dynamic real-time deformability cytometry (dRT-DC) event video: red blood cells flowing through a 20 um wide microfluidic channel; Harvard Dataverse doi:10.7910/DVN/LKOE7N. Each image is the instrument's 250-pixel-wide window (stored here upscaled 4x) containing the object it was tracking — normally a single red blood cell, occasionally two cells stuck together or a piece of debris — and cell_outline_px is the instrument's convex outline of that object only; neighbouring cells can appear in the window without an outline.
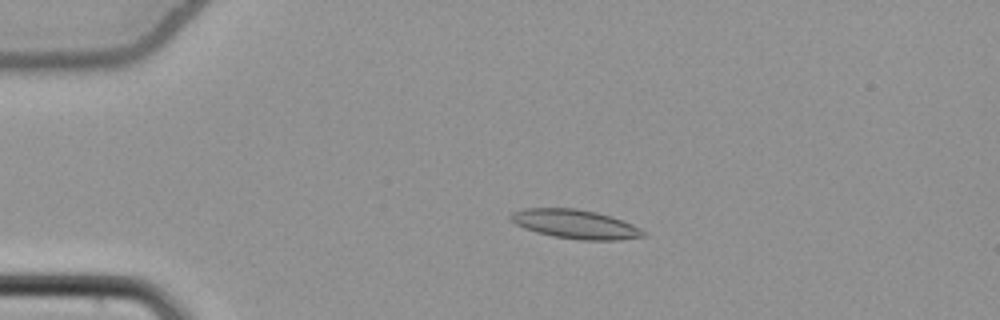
{"species": "common noctule bat (a hibernating species)", "species_latin": "Nyctalus noctula", "temperature_condition": "cold", "stored_images_in_passage": 56, "camera_frame_rate_fps": 3000, "um_per_image_px": 0.085, "animal": {"sex": "female", "body_mass_g": 22.7, "forearm_length_mm": 54.2}, "frame": {"image": 1, "passage_image": 14, "time_ms": 4.333, "image_size_px": [1000, 320], "cell_outline_px": [[648, 236], [620, 240], [580, 240], [552, 236], [536, 232], [524, 228], [516, 224], [508, 216], [512, 212], [524, 208], [576, 208], [596, 212], [612, 216], [632, 224], [648, 232]], "centroid_in_image_um": [48.94, 19.06], "position_along_channel_um": 36.1, "area_um2": 22.66}}
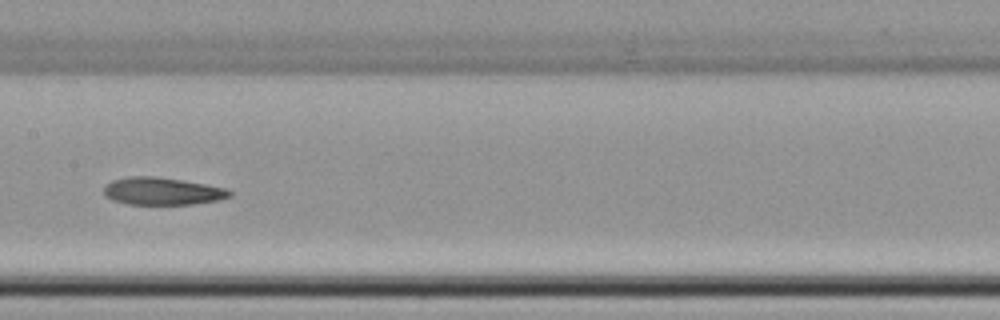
{"frame": {"image": 2, "passage_image": 30, "time_ms": 9.667, "image_size_px": [1000, 320], "cell_outline_px": [[232, 196], [220, 200], [192, 204], [128, 204], [112, 200], [104, 196], [104, 188], [112, 180], [128, 176], [152, 176], [180, 180], [228, 188], [232, 192]], "centroid_in_image_um": [13.8, 16.25], "position_along_channel_um": 193.6, "area_um2": 20.11}}
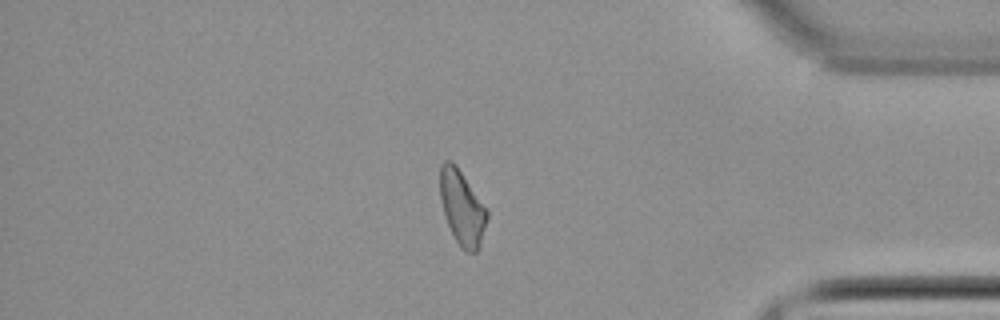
{"frame": {"image": 3, "passage_image": 48, "time_ms": 15.667, "image_size_px": [1000, 320], "cell_outline_px": [[488, 216], [480, 248], [476, 252], [464, 252], [460, 248], [444, 216], [440, 200], [440, 164], [444, 160], [452, 160], [456, 164], [488, 208]], "centroid_in_image_um": [39.29, 17.64], "position_along_channel_um": 395.9, "area_um2": 20.92}, "authors_computed_cell_mechanics": {"area_um2": 21.2993, "velocity_mm_per_s": 3.8365, "shape_relaxation_time_tau1_ms": 10.6719, "shape_relaxation_time_tau2_ms": null, "deformation_change_tau1": 0.1531, "deformation_change_tau2": null}}